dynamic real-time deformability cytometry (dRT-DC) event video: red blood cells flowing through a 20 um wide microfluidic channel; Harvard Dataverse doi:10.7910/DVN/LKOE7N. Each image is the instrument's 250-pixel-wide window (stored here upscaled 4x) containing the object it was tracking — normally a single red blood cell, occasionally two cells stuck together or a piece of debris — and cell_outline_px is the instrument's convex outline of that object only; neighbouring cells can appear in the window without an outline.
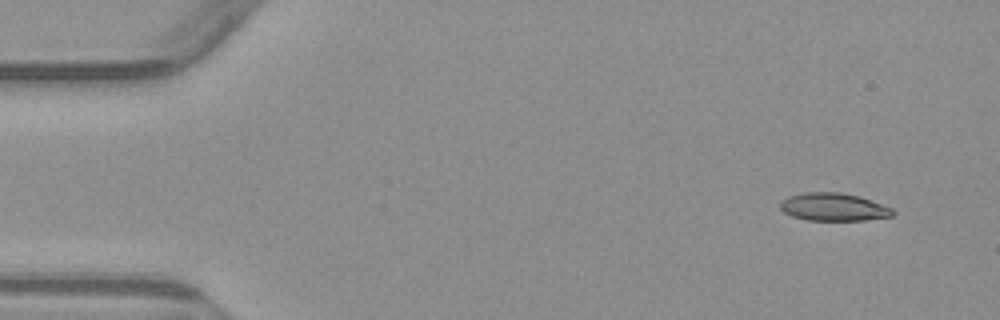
{"species": "common noctule bat (a hibernating species)", "species_latin": "Nyctalus noctula", "temperature_condition": "warm", "stored_images_in_passage": 4, "camera_frame_rate_fps": 3000, "um_per_image_px": 0.085, "animal": {"sex": "male", "body_mass_g": 23.1, "forearm_length_mm": 52.7}, "frame": {"image": 1, "passage_image": 1, "time_ms": 0.0, "image_size_px": [1000, 320], "cell_outline_px": [[896, 212], [892, 216], [864, 220], [808, 220], [792, 216], [784, 212], [780, 208], [780, 200], [788, 196], [804, 192], [840, 192], [860, 196], [892, 208]], "centroid_in_image_um": [70.84, 17.58], "position_along_channel_um": 14.2, "area_um2": 18.32}}
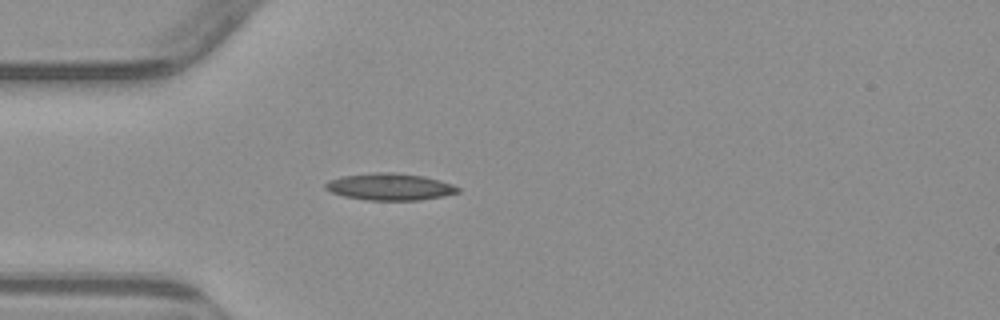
{"frame": {"image": 2, "passage_image": 4, "time_ms": 3.667, "image_size_px": [1000, 320], "cell_outline_px": [[460, 192], [444, 196], [420, 200], [368, 200], [344, 196], [332, 192], [324, 188], [324, 184], [328, 180], [340, 176], [372, 172], [392, 172], [424, 176], [440, 180], [452, 184], [460, 188]], "centroid_in_image_um": [33.13, 15.87], "position_along_channel_um": 51.9, "area_um2": 20.92}}